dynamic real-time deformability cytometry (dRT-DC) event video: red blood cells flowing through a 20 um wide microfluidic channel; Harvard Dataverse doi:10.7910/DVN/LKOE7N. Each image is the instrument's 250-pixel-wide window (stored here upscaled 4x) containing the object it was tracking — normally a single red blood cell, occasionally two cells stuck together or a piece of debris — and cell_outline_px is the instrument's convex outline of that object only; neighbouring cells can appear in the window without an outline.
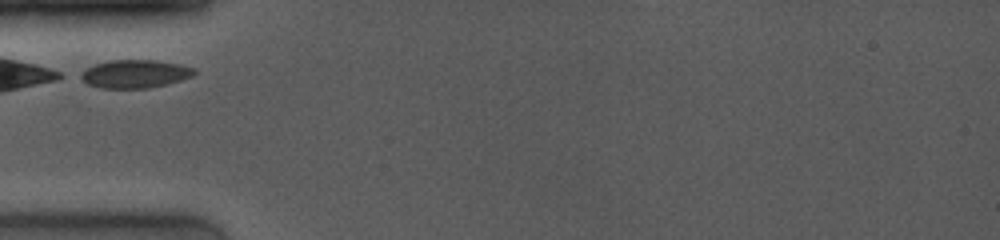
{"species": "common noctule bat (a hibernating species)", "species_latin": "Nyctalus noctula", "temperature_condition": "room temperature", "stored_images_in_passage": 28, "camera_frame_rate_fps": 4000, "um_per_image_px": 0.085, "animal": {"sex": "female", "body_mass_g": 19.0, "forearm_length_mm": 53.3}, "frame": {"image": 1, "passage_image": 1, "time_ms": 0.0, "image_size_px": [1000, 240], "cell_outline_px": [[196, 72], [192, 76], [180, 80], [148, 88], [100, 88], [88, 84], [76, 76], [88, 68], [96, 64], [108, 60], [152, 60], [180, 64], [196, 68]], "centroid_in_image_um": [11.45, 6.28], "position_along_channel_um": 73.6, "area_um2": 18.55}}